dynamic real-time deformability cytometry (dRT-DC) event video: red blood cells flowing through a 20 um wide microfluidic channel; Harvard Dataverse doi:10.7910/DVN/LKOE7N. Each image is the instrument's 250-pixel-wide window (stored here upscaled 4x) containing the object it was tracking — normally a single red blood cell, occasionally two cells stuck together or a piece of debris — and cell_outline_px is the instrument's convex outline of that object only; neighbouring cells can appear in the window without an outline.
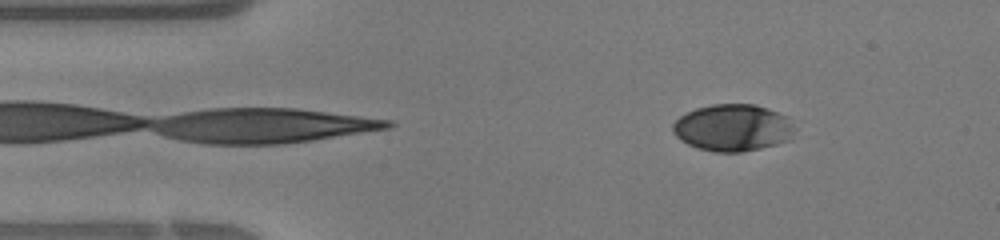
{"species": "human", "species_latin": "Homo sapiens", "temperature_condition": "warm", "stored_images_in_passage": 38, "camera_frame_rate_fps": 3000, "um_per_image_px": 0.085, "donor": {"sex": "female"}, "frame": {"image": 1, "passage_image": 4, "time_ms": 1.0, "image_size_px": [1000, 240], "cell_outline_px": [[796, 128], [792, 140], [760, 148], [740, 152], [716, 152], [696, 148], [680, 140], [672, 132], [672, 124], [680, 116], [696, 108], [712, 104], [756, 104], [768, 108], [788, 116]], "centroid_in_image_um": [62.32, 10.85], "position_along_channel_um": 22.7, "area_um2": 33.76}}
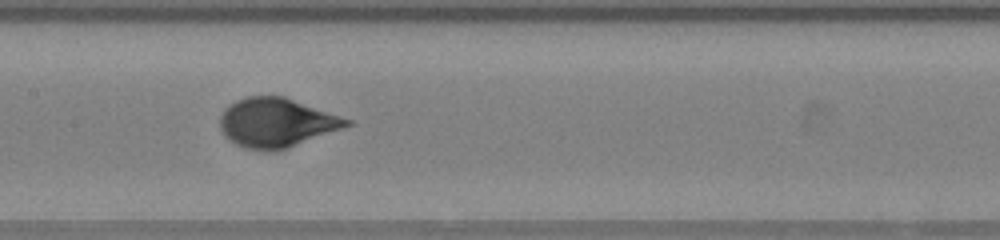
{"frame": {"image": 2, "passage_image": 17, "time_ms": 5.333, "image_size_px": [1000, 240], "cell_outline_px": [[352, 124], [344, 128], [288, 148], [244, 148], [228, 140], [224, 136], [220, 128], [220, 116], [224, 108], [236, 100], [248, 96], [284, 96], [352, 120]], "centroid_in_image_um": [23.49, 10.4], "position_along_channel_um": 183.9, "area_um2": 35.84}}
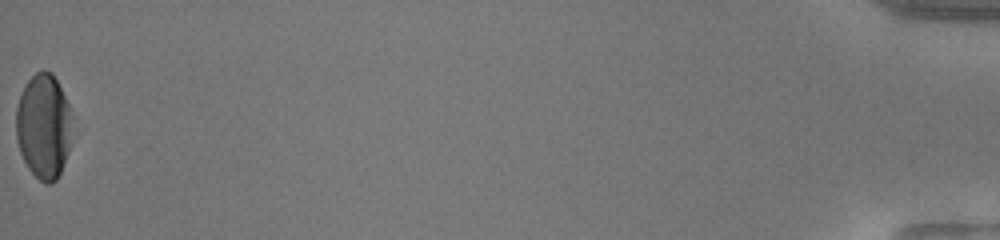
{"frame": {"image": 3, "passage_image": 38, "time_ms": 12.333, "image_size_px": [1000, 240], "cell_outline_px": [[72, 116], [68, 148], [60, 172], [56, 180], [52, 184], [44, 184], [28, 168], [20, 152], [16, 140], [16, 108], [20, 96], [28, 80], [36, 72], [44, 68], [52, 72], [68, 104]], "centroid_in_image_um": [3.68, 10.72], "position_along_channel_um": 431.5, "area_um2": 33.99}}